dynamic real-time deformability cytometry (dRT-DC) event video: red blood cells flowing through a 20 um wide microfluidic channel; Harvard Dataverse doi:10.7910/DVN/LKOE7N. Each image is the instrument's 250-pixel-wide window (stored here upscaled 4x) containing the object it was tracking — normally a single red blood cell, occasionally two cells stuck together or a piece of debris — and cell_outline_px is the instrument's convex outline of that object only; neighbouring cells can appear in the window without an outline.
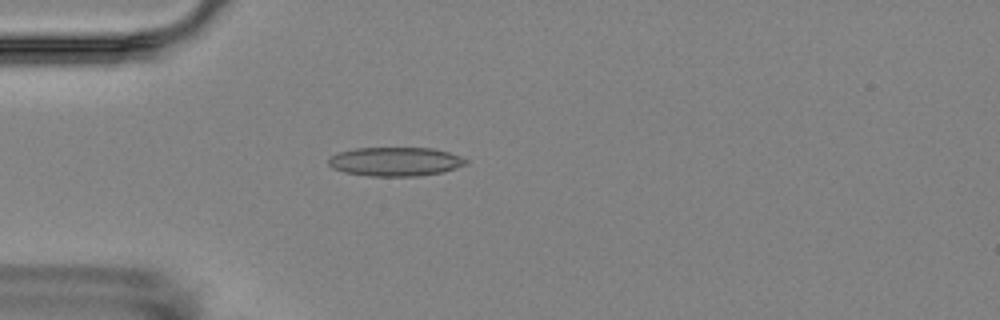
{"species": "Egyptian fruit bat (a non-hibernating species)", "species_latin": "Rousettus aegyptiacus", "temperature_condition": "room temperature", "stored_images_in_passage": 1, "camera_frame_rate_fps": 3000, "um_per_image_px": 0.085, "animal": {"sex": "female"}, "frame": {"image": 1, "passage_image": 1, "time_ms": 0.0, "image_size_px": [1000, 320], "cell_outline_px": [[468, 164], [444, 172], [416, 176], [372, 176], [344, 172], [332, 168], [328, 164], [328, 160], [336, 152], [356, 148], [432, 148], [448, 152], [460, 156], [468, 160]], "centroid_in_image_um": [33.61, 13.73], "position_along_channel_um": 51.4, "area_um2": 23.24}}